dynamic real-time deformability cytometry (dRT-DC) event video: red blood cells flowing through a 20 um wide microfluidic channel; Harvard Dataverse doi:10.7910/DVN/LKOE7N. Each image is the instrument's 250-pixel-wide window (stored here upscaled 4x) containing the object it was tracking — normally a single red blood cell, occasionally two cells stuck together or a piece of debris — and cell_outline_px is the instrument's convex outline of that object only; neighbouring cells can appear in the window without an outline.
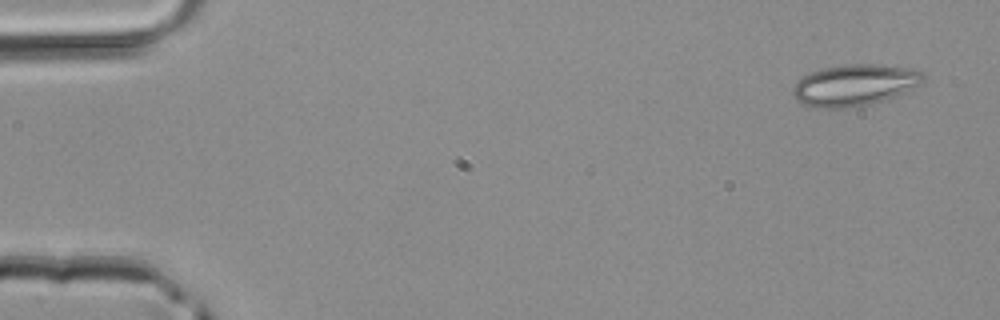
{"species": "common noctule bat (a hibernating species)", "species_latin": "Nyctalus noctula", "temperature_condition": "room temperature", "stored_images_in_passage": 3, "camera_frame_rate_fps": 3000, "um_per_image_px": 0.085, "animal": {"sex": "male", "body_mass_g": 20.4}, "frame": {"image": 1, "passage_image": 1, "time_ms": 0.0, "image_size_px": [1000, 320], "cell_outline_px": [[924, 80], [920, 84], [904, 92], [868, 104], [840, 108], [816, 108], [800, 104], [792, 92], [792, 88], [804, 76], [812, 72], [824, 68], [844, 64], [872, 64], [912, 68], [924, 72]], "centroid_in_image_um": [72.63, 7.22], "position_along_channel_um": 12.4, "area_um2": 31.04}}